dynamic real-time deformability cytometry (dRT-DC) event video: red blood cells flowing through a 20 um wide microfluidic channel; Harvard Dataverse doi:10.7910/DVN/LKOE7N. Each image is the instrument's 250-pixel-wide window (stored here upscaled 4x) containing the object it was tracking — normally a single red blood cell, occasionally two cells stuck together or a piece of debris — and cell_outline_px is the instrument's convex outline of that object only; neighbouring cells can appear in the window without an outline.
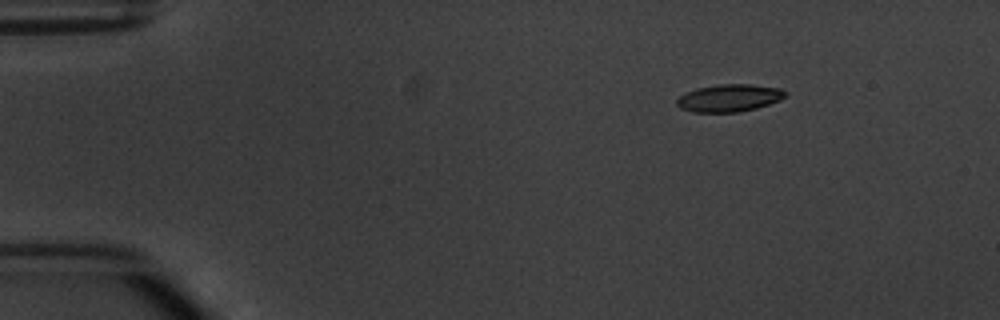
{"species": "common noctule bat (a hibernating species)", "species_latin": "Nyctalus noctula", "temperature_condition": "warm", "stored_images_in_passage": 3, "camera_frame_rate_fps": 3000, "um_per_image_px": 0.085, "animal": {"sex": "male", "body_mass_g": 20.1, "forearm_length_mm": 53.5}, "frame": {"image": 1, "passage_image": 1, "time_ms": 0.0, "image_size_px": [1000, 320], "cell_outline_px": [[788, 92], [780, 100], [756, 108], [736, 112], [692, 112], [680, 108], [676, 104], [676, 100], [680, 96], [696, 88], [720, 84], [752, 84], [780, 88]], "centroid_in_image_um": [61.98, 8.32], "position_along_channel_um": 23.0, "area_um2": 17.28}}